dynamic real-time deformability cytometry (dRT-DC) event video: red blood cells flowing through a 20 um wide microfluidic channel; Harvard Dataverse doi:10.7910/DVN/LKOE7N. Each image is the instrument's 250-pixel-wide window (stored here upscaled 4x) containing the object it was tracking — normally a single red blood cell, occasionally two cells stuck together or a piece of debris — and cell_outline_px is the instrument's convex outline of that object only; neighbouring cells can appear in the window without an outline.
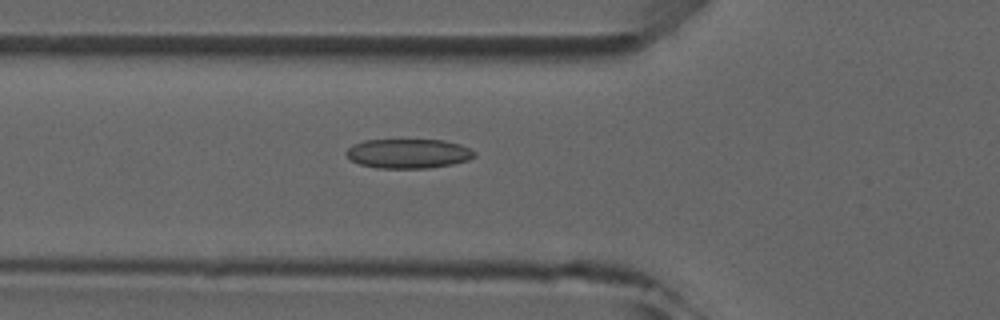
{"species": "common noctule bat (a hibernating species)", "species_latin": "Nyctalus noctula", "temperature_condition": "room temperature", "stored_images_in_passage": 4, "camera_frame_rate_fps": 3000, "um_per_image_px": 0.085, "animal": {"sex": "male", "forearm_length_mm": 52.5}, "frame": {"image": 1, "passage_image": 4, "time_ms": 4.333, "image_size_px": [1000, 320], "cell_outline_px": [[476, 156], [468, 160], [452, 164], [428, 168], [376, 168], [360, 164], [352, 160], [344, 152], [352, 144], [364, 140], [444, 140], [460, 144], [476, 152]], "centroid_in_image_um": [34.71, 13.05], "position_along_channel_um": 91.1, "area_um2": 22.02}}